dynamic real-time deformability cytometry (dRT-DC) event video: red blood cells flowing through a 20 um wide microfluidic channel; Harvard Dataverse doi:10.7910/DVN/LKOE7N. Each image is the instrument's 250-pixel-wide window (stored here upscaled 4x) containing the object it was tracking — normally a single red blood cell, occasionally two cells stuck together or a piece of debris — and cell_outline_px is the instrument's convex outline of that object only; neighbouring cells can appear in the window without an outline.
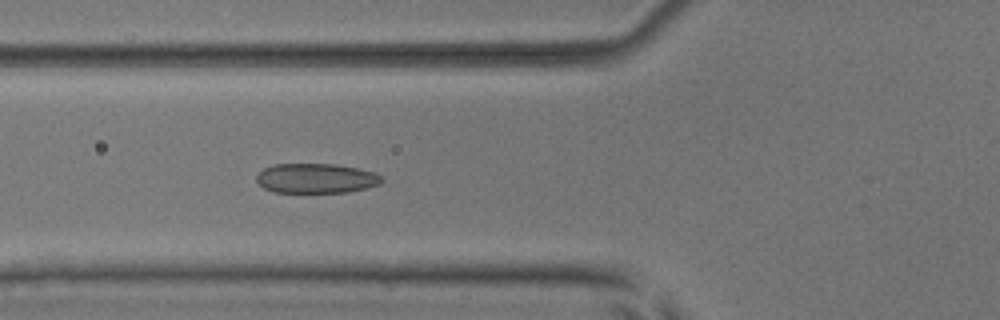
{"species": "common noctule bat (a hibernating species)", "species_latin": "Nyctalus noctula", "temperature_condition": "room temperature", "stored_images_in_passage": 48, "camera_frame_rate_fps": 3000, "um_per_image_px": 0.085, "animal": {"sex": "male", "body_mass_g": 17.9, "forearm_length_mm": 54.2}, "frame": {"image": 1, "passage_image": 15, "time_ms": 4.667, "image_size_px": [1000, 320], "cell_outline_px": [[384, 180], [380, 184], [348, 192], [272, 192], [264, 188], [256, 180], [256, 176], [264, 168], [276, 164], [336, 164], [356, 168], [372, 172], [380, 176]], "centroid_in_image_um": [26.85, 15.16], "position_along_channel_um": 99.0, "area_um2": 21.5}}
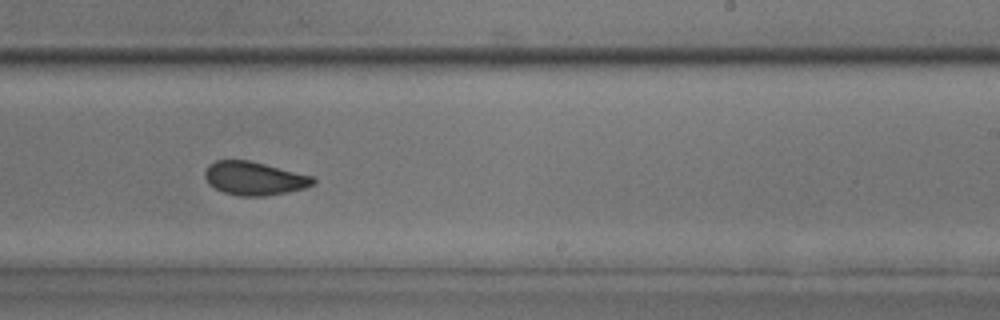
{"frame": {"image": 2, "passage_image": 28, "time_ms": 9.0, "image_size_px": [1000, 320], "cell_outline_px": [[316, 184], [304, 188], [264, 196], [240, 196], [224, 192], [208, 184], [204, 176], [204, 172], [208, 164], [216, 160], [248, 160], [312, 176], [316, 180]], "centroid_in_image_um": [21.58, 15.16], "position_along_channel_um": 267.4, "area_um2": 20.92}}
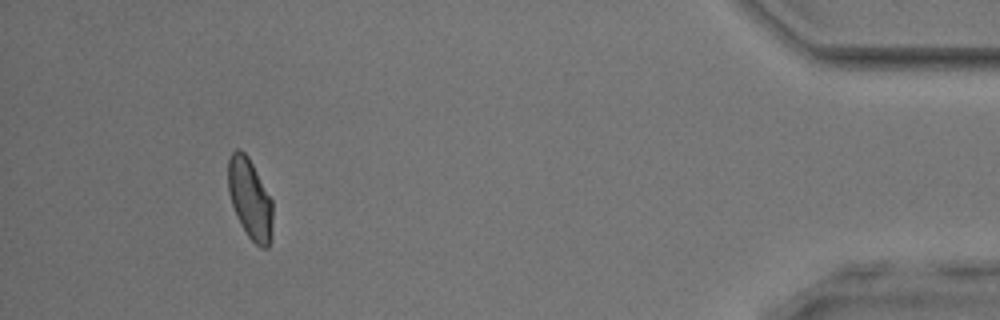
{"frame": {"image": 3, "passage_image": 44, "time_ms": 14.333, "image_size_px": [1000, 320], "cell_outline_px": [[272, 236], [268, 248], [260, 248], [248, 236], [240, 224], [232, 204], [228, 192], [228, 160], [232, 152], [236, 148], [240, 148], [248, 156], [272, 200]], "centroid_in_image_um": [21.25, 16.9], "position_along_channel_um": 414.0, "area_um2": 20.92}, "authors_computed_cell_mechanics": {"area_um2": 21.5305, "velocity_mm_per_s": 3.8973, "shape_relaxation_time_tau1_ms": 2.9257, "shape_relaxation_time_tau2_ms": 0.992, "deformation_change_tau1": 0.1001, "deformation_change_tau2": 0.0665}}